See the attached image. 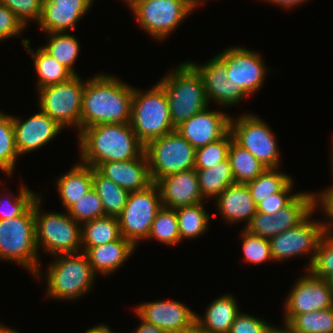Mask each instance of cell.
<instances>
[{"label": "cell", "instance_id": "37", "mask_svg": "<svg viewBox=\"0 0 333 333\" xmlns=\"http://www.w3.org/2000/svg\"><path fill=\"white\" fill-rule=\"evenodd\" d=\"M19 156L15 143L13 116L0 111V170L3 174H13Z\"/></svg>", "mask_w": 333, "mask_h": 333}, {"label": "cell", "instance_id": "15", "mask_svg": "<svg viewBox=\"0 0 333 333\" xmlns=\"http://www.w3.org/2000/svg\"><path fill=\"white\" fill-rule=\"evenodd\" d=\"M308 273V274H307ZM292 287L285 301V315H298L333 307L328 281L307 270Z\"/></svg>", "mask_w": 333, "mask_h": 333}, {"label": "cell", "instance_id": "59", "mask_svg": "<svg viewBox=\"0 0 333 333\" xmlns=\"http://www.w3.org/2000/svg\"><path fill=\"white\" fill-rule=\"evenodd\" d=\"M332 143H333V142H332ZM331 159H332V160H330V161L332 162V163H331V164H332V165H331V167H332L331 169H333V147H332V152H331ZM332 171H333V170H332ZM332 173H333V172H332Z\"/></svg>", "mask_w": 333, "mask_h": 333}, {"label": "cell", "instance_id": "2", "mask_svg": "<svg viewBox=\"0 0 333 333\" xmlns=\"http://www.w3.org/2000/svg\"><path fill=\"white\" fill-rule=\"evenodd\" d=\"M81 163L96 168L100 163L126 161L144 153L145 145L130 123L99 124L78 135Z\"/></svg>", "mask_w": 333, "mask_h": 333}, {"label": "cell", "instance_id": "56", "mask_svg": "<svg viewBox=\"0 0 333 333\" xmlns=\"http://www.w3.org/2000/svg\"><path fill=\"white\" fill-rule=\"evenodd\" d=\"M125 1L129 7V9H132L138 2H140L142 0H124V3H125Z\"/></svg>", "mask_w": 333, "mask_h": 333}, {"label": "cell", "instance_id": "38", "mask_svg": "<svg viewBox=\"0 0 333 333\" xmlns=\"http://www.w3.org/2000/svg\"><path fill=\"white\" fill-rule=\"evenodd\" d=\"M149 238L158 240L165 245L174 246L180 243V235L178 231V220L176 211L173 208L162 206L158 211L148 236ZM174 244V245H173Z\"/></svg>", "mask_w": 333, "mask_h": 333}, {"label": "cell", "instance_id": "33", "mask_svg": "<svg viewBox=\"0 0 333 333\" xmlns=\"http://www.w3.org/2000/svg\"><path fill=\"white\" fill-rule=\"evenodd\" d=\"M81 225L82 246H101L122 237L118 217L104 216Z\"/></svg>", "mask_w": 333, "mask_h": 333}, {"label": "cell", "instance_id": "40", "mask_svg": "<svg viewBox=\"0 0 333 333\" xmlns=\"http://www.w3.org/2000/svg\"><path fill=\"white\" fill-rule=\"evenodd\" d=\"M66 212L80 224L105 216L102 201L93 188Z\"/></svg>", "mask_w": 333, "mask_h": 333}, {"label": "cell", "instance_id": "47", "mask_svg": "<svg viewBox=\"0 0 333 333\" xmlns=\"http://www.w3.org/2000/svg\"><path fill=\"white\" fill-rule=\"evenodd\" d=\"M245 229L265 239L278 235L276 220L270 214L258 211L253 215L251 222Z\"/></svg>", "mask_w": 333, "mask_h": 333}, {"label": "cell", "instance_id": "42", "mask_svg": "<svg viewBox=\"0 0 333 333\" xmlns=\"http://www.w3.org/2000/svg\"><path fill=\"white\" fill-rule=\"evenodd\" d=\"M308 270L314 276L325 280L333 275V233L324 232Z\"/></svg>", "mask_w": 333, "mask_h": 333}, {"label": "cell", "instance_id": "31", "mask_svg": "<svg viewBox=\"0 0 333 333\" xmlns=\"http://www.w3.org/2000/svg\"><path fill=\"white\" fill-rule=\"evenodd\" d=\"M228 159L235 183L246 184L253 181L266 169L254 155L234 139L229 147Z\"/></svg>", "mask_w": 333, "mask_h": 333}, {"label": "cell", "instance_id": "55", "mask_svg": "<svg viewBox=\"0 0 333 333\" xmlns=\"http://www.w3.org/2000/svg\"><path fill=\"white\" fill-rule=\"evenodd\" d=\"M0 333H19L18 331L14 330V329H10L9 327H6L5 325L3 326V324H0Z\"/></svg>", "mask_w": 333, "mask_h": 333}, {"label": "cell", "instance_id": "26", "mask_svg": "<svg viewBox=\"0 0 333 333\" xmlns=\"http://www.w3.org/2000/svg\"><path fill=\"white\" fill-rule=\"evenodd\" d=\"M22 43L24 44L23 46L28 49L27 53L32 54L31 57L33 58L34 69L36 70V74H38L37 90L67 81L74 76L42 47H39L34 53L28 39H22Z\"/></svg>", "mask_w": 333, "mask_h": 333}, {"label": "cell", "instance_id": "54", "mask_svg": "<svg viewBox=\"0 0 333 333\" xmlns=\"http://www.w3.org/2000/svg\"><path fill=\"white\" fill-rule=\"evenodd\" d=\"M268 333H292L286 326L283 328H277L276 326L274 327L273 325V328L268 332Z\"/></svg>", "mask_w": 333, "mask_h": 333}, {"label": "cell", "instance_id": "39", "mask_svg": "<svg viewBox=\"0 0 333 333\" xmlns=\"http://www.w3.org/2000/svg\"><path fill=\"white\" fill-rule=\"evenodd\" d=\"M229 131L223 138L195 150V169L211 168L228 158V151L233 140Z\"/></svg>", "mask_w": 333, "mask_h": 333}, {"label": "cell", "instance_id": "36", "mask_svg": "<svg viewBox=\"0 0 333 333\" xmlns=\"http://www.w3.org/2000/svg\"><path fill=\"white\" fill-rule=\"evenodd\" d=\"M292 179L285 173L279 172L277 168H266L256 179L246 185L257 205L267 196L280 192Z\"/></svg>", "mask_w": 333, "mask_h": 333}, {"label": "cell", "instance_id": "18", "mask_svg": "<svg viewBox=\"0 0 333 333\" xmlns=\"http://www.w3.org/2000/svg\"><path fill=\"white\" fill-rule=\"evenodd\" d=\"M230 119L225 112L209 111L195 114L175 128L195 149L218 141L230 131Z\"/></svg>", "mask_w": 333, "mask_h": 333}, {"label": "cell", "instance_id": "48", "mask_svg": "<svg viewBox=\"0 0 333 333\" xmlns=\"http://www.w3.org/2000/svg\"><path fill=\"white\" fill-rule=\"evenodd\" d=\"M25 27L11 9L0 3V41L13 36L21 37Z\"/></svg>", "mask_w": 333, "mask_h": 333}, {"label": "cell", "instance_id": "27", "mask_svg": "<svg viewBox=\"0 0 333 333\" xmlns=\"http://www.w3.org/2000/svg\"><path fill=\"white\" fill-rule=\"evenodd\" d=\"M89 8L55 7L51 0H43L42 13L37 24L43 32H66L73 29Z\"/></svg>", "mask_w": 333, "mask_h": 333}, {"label": "cell", "instance_id": "35", "mask_svg": "<svg viewBox=\"0 0 333 333\" xmlns=\"http://www.w3.org/2000/svg\"><path fill=\"white\" fill-rule=\"evenodd\" d=\"M204 203L175 208L180 239L199 237L208 229L210 215L204 209Z\"/></svg>", "mask_w": 333, "mask_h": 333}, {"label": "cell", "instance_id": "24", "mask_svg": "<svg viewBox=\"0 0 333 333\" xmlns=\"http://www.w3.org/2000/svg\"><path fill=\"white\" fill-rule=\"evenodd\" d=\"M208 305L202 318L196 314L195 325L208 333H229L233 322L241 312L235 297L226 294Z\"/></svg>", "mask_w": 333, "mask_h": 333}, {"label": "cell", "instance_id": "34", "mask_svg": "<svg viewBox=\"0 0 333 333\" xmlns=\"http://www.w3.org/2000/svg\"><path fill=\"white\" fill-rule=\"evenodd\" d=\"M47 36V45L41 47L73 75H78L73 69V64L80 52L77 38L66 32L47 33Z\"/></svg>", "mask_w": 333, "mask_h": 333}, {"label": "cell", "instance_id": "14", "mask_svg": "<svg viewBox=\"0 0 333 333\" xmlns=\"http://www.w3.org/2000/svg\"><path fill=\"white\" fill-rule=\"evenodd\" d=\"M224 64L227 79L240 86L248 95L258 91L265 79L267 68L262 56L245 47H230L216 55Z\"/></svg>", "mask_w": 333, "mask_h": 333}, {"label": "cell", "instance_id": "41", "mask_svg": "<svg viewBox=\"0 0 333 333\" xmlns=\"http://www.w3.org/2000/svg\"><path fill=\"white\" fill-rule=\"evenodd\" d=\"M11 193L5 195L6 201L0 198V220L15 218L23 215L39 197L37 193L34 194L28 187L22 185L17 195Z\"/></svg>", "mask_w": 333, "mask_h": 333}, {"label": "cell", "instance_id": "7", "mask_svg": "<svg viewBox=\"0 0 333 333\" xmlns=\"http://www.w3.org/2000/svg\"><path fill=\"white\" fill-rule=\"evenodd\" d=\"M41 195L35 200L36 243L52 256L79 253L82 246L81 224L67 212H41ZM80 226V227H79Z\"/></svg>", "mask_w": 333, "mask_h": 333}, {"label": "cell", "instance_id": "29", "mask_svg": "<svg viewBox=\"0 0 333 333\" xmlns=\"http://www.w3.org/2000/svg\"><path fill=\"white\" fill-rule=\"evenodd\" d=\"M93 189L102 201L105 216L118 217L127 202L129 192L105 178L92 167Z\"/></svg>", "mask_w": 333, "mask_h": 333}, {"label": "cell", "instance_id": "60", "mask_svg": "<svg viewBox=\"0 0 333 333\" xmlns=\"http://www.w3.org/2000/svg\"><path fill=\"white\" fill-rule=\"evenodd\" d=\"M197 4H198V6H199V4L202 2H205L206 0H194Z\"/></svg>", "mask_w": 333, "mask_h": 333}, {"label": "cell", "instance_id": "32", "mask_svg": "<svg viewBox=\"0 0 333 333\" xmlns=\"http://www.w3.org/2000/svg\"><path fill=\"white\" fill-rule=\"evenodd\" d=\"M292 333H333V307L298 315H284Z\"/></svg>", "mask_w": 333, "mask_h": 333}, {"label": "cell", "instance_id": "4", "mask_svg": "<svg viewBox=\"0 0 333 333\" xmlns=\"http://www.w3.org/2000/svg\"><path fill=\"white\" fill-rule=\"evenodd\" d=\"M38 251L34 201L23 215L0 220V259L20 264L41 280Z\"/></svg>", "mask_w": 333, "mask_h": 333}, {"label": "cell", "instance_id": "6", "mask_svg": "<svg viewBox=\"0 0 333 333\" xmlns=\"http://www.w3.org/2000/svg\"><path fill=\"white\" fill-rule=\"evenodd\" d=\"M130 125L144 145L175 130L166 93L158 83L145 92L134 88Z\"/></svg>", "mask_w": 333, "mask_h": 333}, {"label": "cell", "instance_id": "49", "mask_svg": "<svg viewBox=\"0 0 333 333\" xmlns=\"http://www.w3.org/2000/svg\"><path fill=\"white\" fill-rule=\"evenodd\" d=\"M318 203L324 210L325 215L330 218L329 222H324L325 231L333 233V186L320 194H316V206L319 205Z\"/></svg>", "mask_w": 333, "mask_h": 333}, {"label": "cell", "instance_id": "43", "mask_svg": "<svg viewBox=\"0 0 333 333\" xmlns=\"http://www.w3.org/2000/svg\"><path fill=\"white\" fill-rule=\"evenodd\" d=\"M244 261L251 264H260L265 261H274L271 254L269 239L262 238L242 230Z\"/></svg>", "mask_w": 333, "mask_h": 333}, {"label": "cell", "instance_id": "44", "mask_svg": "<svg viewBox=\"0 0 333 333\" xmlns=\"http://www.w3.org/2000/svg\"><path fill=\"white\" fill-rule=\"evenodd\" d=\"M0 3L11 9L24 26L28 21L40 20L43 0H0Z\"/></svg>", "mask_w": 333, "mask_h": 333}, {"label": "cell", "instance_id": "5", "mask_svg": "<svg viewBox=\"0 0 333 333\" xmlns=\"http://www.w3.org/2000/svg\"><path fill=\"white\" fill-rule=\"evenodd\" d=\"M56 257L48 266L46 297L73 300L92 289L96 274L84 252Z\"/></svg>", "mask_w": 333, "mask_h": 333}, {"label": "cell", "instance_id": "53", "mask_svg": "<svg viewBox=\"0 0 333 333\" xmlns=\"http://www.w3.org/2000/svg\"><path fill=\"white\" fill-rule=\"evenodd\" d=\"M85 333H115L105 324H99L86 330Z\"/></svg>", "mask_w": 333, "mask_h": 333}, {"label": "cell", "instance_id": "1", "mask_svg": "<svg viewBox=\"0 0 333 333\" xmlns=\"http://www.w3.org/2000/svg\"><path fill=\"white\" fill-rule=\"evenodd\" d=\"M134 87L116 76L96 74L85 82L80 132L99 124L130 123Z\"/></svg>", "mask_w": 333, "mask_h": 333}, {"label": "cell", "instance_id": "10", "mask_svg": "<svg viewBox=\"0 0 333 333\" xmlns=\"http://www.w3.org/2000/svg\"><path fill=\"white\" fill-rule=\"evenodd\" d=\"M162 206L156 183L146 189L129 192L126 205L118 216L121 236L135 247L139 240H147L152 222Z\"/></svg>", "mask_w": 333, "mask_h": 333}, {"label": "cell", "instance_id": "19", "mask_svg": "<svg viewBox=\"0 0 333 333\" xmlns=\"http://www.w3.org/2000/svg\"><path fill=\"white\" fill-rule=\"evenodd\" d=\"M13 128L19 155L45 146L63 130L62 126L41 109L24 121L13 117Z\"/></svg>", "mask_w": 333, "mask_h": 333}, {"label": "cell", "instance_id": "16", "mask_svg": "<svg viewBox=\"0 0 333 333\" xmlns=\"http://www.w3.org/2000/svg\"><path fill=\"white\" fill-rule=\"evenodd\" d=\"M145 322L169 333H186L195 326L196 312L179 301L145 302L135 307Z\"/></svg>", "mask_w": 333, "mask_h": 333}, {"label": "cell", "instance_id": "45", "mask_svg": "<svg viewBox=\"0 0 333 333\" xmlns=\"http://www.w3.org/2000/svg\"><path fill=\"white\" fill-rule=\"evenodd\" d=\"M292 187L293 179L280 192L267 196L259 202L256 205L257 211L272 215L287 206L298 195V193H290V191L292 192Z\"/></svg>", "mask_w": 333, "mask_h": 333}, {"label": "cell", "instance_id": "21", "mask_svg": "<svg viewBox=\"0 0 333 333\" xmlns=\"http://www.w3.org/2000/svg\"><path fill=\"white\" fill-rule=\"evenodd\" d=\"M95 169L128 192L140 191L153 184L145 152L132 160L100 163Z\"/></svg>", "mask_w": 333, "mask_h": 333}, {"label": "cell", "instance_id": "57", "mask_svg": "<svg viewBox=\"0 0 333 333\" xmlns=\"http://www.w3.org/2000/svg\"><path fill=\"white\" fill-rule=\"evenodd\" d=\"M186 333H208L199 329L196 325Z\"/></svg>", "mask_w": 333, "mask_h": 333}, {"label": "cell", "instance_id": "9", "mask_svg": "<svg viewBox=\"0 0 333 333\" xmlns=\"http://www.w3.org/2000/svg\"><path fill=\"white\" fill-rule=\"evenodd\" d=\"M85 82L74 75L67 81L38 89L40 109L63 128L73 125L80 133Z\"/></svg>", "mask_w": 333, "mask_h": 333}, {"label": "cell", "instance_id": "20", "mask_svg": "<svg viewBox=\"0 0 333 333\" xmlns=\"http://www.w3.org/2000/svg\"><path fill=\"white\" fill-rule=\"evenodd\" d=\"M164 207L178 208L203 202L196 169L164 176L156 182Z\"/></svg>", "mask_w": 333, "mask_h": 333}, {"label": "cell", "instance_id": "52", "mask_svg": "<svg viewBox=\"0 0 333 333\" xmlns=\"http://www.w3.org/2000/svg\"><path fill=\"white\" fill-rule=\"evenodd\" d=\"M265 1L266 2L268 1L269 3H273L277 6L291 8V7H296L299 4L306 2L307 0H265Z\"/></svg>", "mask_w": 333, "mask_h": 333}, {"label": "cell", "instance_id": "13", "mask_svg": "<svg viewBox=\"0 0 333 333\" xmlns=\"http://www.w3.org/2000/svg\"><path fill=\"white\" fill-rule=\"evenodd\" d=\"M313 210L301 223L269 239L274 261H285L293 256L312 254L307 265L308 270L314 261L322 235L325 232L324 222L311 220Z\"/></svg>", "mask_w": 333, "mask_h": 333}, {"label": "cell", "instance_id": "51", "mask_svg": "<svg viewBox=\"0 0 333 333\" xmlns=\"http://www.w3.org/2000/svg\"><path fill=\"white\" fill-rule=\"evenodd\" d=\"M141 320V324L132 333H169L155 325L149 324L144 320Z\"/></svg>", "mask_w": 333, "mask_h": 333}, {"label": "cell", "instance_id": "12", "mask_svg": "<svg viewBox=\"0 0 333 333\" xmlns=\"http://www.w3.org/2000/svg\"><path fill=\"white\" fill-rule=\"evenodd\" d=\"M234 140L254 155L266 168L279 169V150L274 133L257 115L244 114L230 119Z\"/></svg>", "mask_w": 333, "mask_h": 333}, {"label": "cell", "instance_id": "22", "mask_svg": "<svg viewBox=\"0 0 333 333\" xmlns=\"http://www.w3.org/2000/svg\"><path fill=\"white\" fill-rule=\"evenodd\" d=\"M217 208L227 223L247 221L246 228L257 212V206L246 184L234 183L217 198Z\"/></svg>", "mask_w": 333, "mask_h": 333}, {"label": "cell", "instance_id": "3", "mask_svg": "<svg viewBox=\"0 0 333 333\" xmlns=\"http://www.w3.org/2000/svg\"><path fill=\"white\" fill-rule=\"evenodd\" d=\"M158 84L164 89L174 128L209 107L201 75L189 63H180Z\"/></svg>", "mask_w": 333, "mask_h": 333}, {"label": "cell", "instance_id": "17", "mask_svg": "<svg viewBox=\"0 0 333 333\" xmlns=\"http://www.w3.org/2000/svg\"><path fill=\"white\" fill-rule=\"evenodd\" d=\"M201 75L208 103L214 101L230 107L248 95L240 86L227 79L225 64L215 55L205 64L188 61Z\"/></svg>", "mask_w": 333, "mask_h": 333}, {"label": "cell", "instance_id": "58", "mask_svg": "<svg viewBox=\"0 0 333 333\" xmlns=\"http://www.w3.org/2000/svg\"><path fill=\"white\" fill-rule=\"evenodd\" d=\"M326 280L328 281V284H329V287H330V291H331V294L333 296V275H331L330 277H328Z\"/></svg>", "mask_w": 333, "mask_h": 333}, {"label": "cell", "instance_id": "46", "mask_svg": "<svg viewBox=\"0 0 333 333\" xmlns=\"http://www.w3.org/2000/svg\"><path fill=\"white\" fill-rule=\"evenodd\" d=\"M266 322L256 316L240 312L233 322L229 333H268L273 326Z\"/></svg>", "mask_w": 333, "mask_h": 333}, {"label": "cell", "instance_id": "11", "mask_svg": "<svg viewBox=\"0 0 333 333\" xmlns=\"http://www.w3.org/2000/svg\"><path fill=\"white\" fill-rule=\"evenodd\" d=\"M197 5L194 0H142L131 11L146 33L164 40Z\"/></svg>", "mask_w": 333, "mask_h": 333}, {"label": "cell", "instance_id": "28", "mask_svg": "<svg viewBox=\"0 0 333 333\" xmlns=\"http://www.w3.org/2000/svg\"><path fill=\"white\" fill-rule=\"evenodd\" d=\"M316 207L315 193H298L287 206L271 215L276 220L278 234L297 226Z\"/></svg>", "mask_w": 333, "mask_h": 333}, {"label": "cell", "instance_id": "8", "mask_svg": "<svg viewBox=\"0 0 333 333\" xmlns=\"http://www.w3.org/2000/svg\"><path fill=\"white\" fill-rule=\"evenodd\" d=\"M195 150L177 130L148 142L144 152L153 183L166 175L194 169Z\"/></svg>", "mask_w": 333, "mask_h": 333}, {"label": "cell", "instance_id": "23", "mask_svg": "<svg viewBox=\"0 0 333 333\" xmlns=\"http://www.w3.org/2000/svg\"><path fill=\"white\" fill-rule=\"evenodd\" d=\"M81 248L87 255L94 273L102 275L117 271L135 250V246L123 236L101 246H82Z\"/></svg>", "mask_w": 333, "mask_h": 333}, {"label": "cell", "instance_id": "25", "mask_svg": "<svg viewBox=\"0 0 333 333\" xmlns=\"http://www.w3.org/2000/svg\"><path fill=\"white\" fill-rule=\"evenodd\" d=\"M56 182L61 203L66 211L93 188L92 166L77 162L69 172L59 177Z\"/></svg>", "mask_w": 333, "mask_h": 333}, {"label": "cell", "instance_id": "30", "mask_svg": "<svg viewBox=\"0 0 333 333\" xmlns=\"http://www.w3.org/2000/svg\"><path fill=\"white\" fill-rule=\"evenodd\" d=\"M203 198H217L228 186L235 183L229 159L206 169H196Z\"/></svg>", "mask_w": 333, "mask_h": 333}, {"label": "cell", "instance_id": "50", "mask_svg": "<svg viewBox=\"0 0 333 333\" xmlns=\"http://www.w3.org/2000/svg\"><path fill=\"white\" fill-rule=\"evenodd\" d=\"M55 7L90 8L94 0H51Z\"/></svg>", "mask_w": 333, "mask_h": 333}]
</instances>
